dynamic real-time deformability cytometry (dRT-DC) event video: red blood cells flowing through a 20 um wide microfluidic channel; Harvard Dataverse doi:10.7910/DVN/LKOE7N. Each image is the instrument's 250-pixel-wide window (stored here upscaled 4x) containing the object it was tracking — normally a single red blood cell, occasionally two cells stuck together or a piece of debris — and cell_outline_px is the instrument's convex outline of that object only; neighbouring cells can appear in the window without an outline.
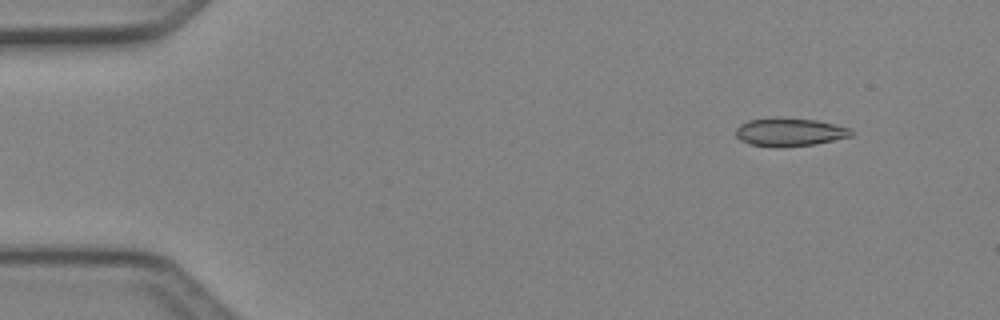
{"species": "Egyptian fruit bat (a non-hibernating species)", "species_latin": "Rousettus aegyptiacus", "temperature_condition": "cold", "stored_images_in_passage": 4, "segment_of_instrument_passage": [2, 2], "camera_frame_rate_fps": 3000, "um_per_image_px": 0.085, "animal": {"sex": "female"}, "frame": {"image": 1, "passage_image": 4, "time_ms": 1.0, "image_size_px": [1000, 320], "cell_outline_px": [[852, 136], [816, 144], [784, 148], [776, 148], [752, 144], [740, 140], [736, 136], [736, 128], [740, 124], [748, 120], [776, 116], [816, 120], [848, 128], [852, 132]], "centroid_in_image_um": [67.07, 11.23], "position_along_channel_um": 17.9, "area_um2": 19.25}}